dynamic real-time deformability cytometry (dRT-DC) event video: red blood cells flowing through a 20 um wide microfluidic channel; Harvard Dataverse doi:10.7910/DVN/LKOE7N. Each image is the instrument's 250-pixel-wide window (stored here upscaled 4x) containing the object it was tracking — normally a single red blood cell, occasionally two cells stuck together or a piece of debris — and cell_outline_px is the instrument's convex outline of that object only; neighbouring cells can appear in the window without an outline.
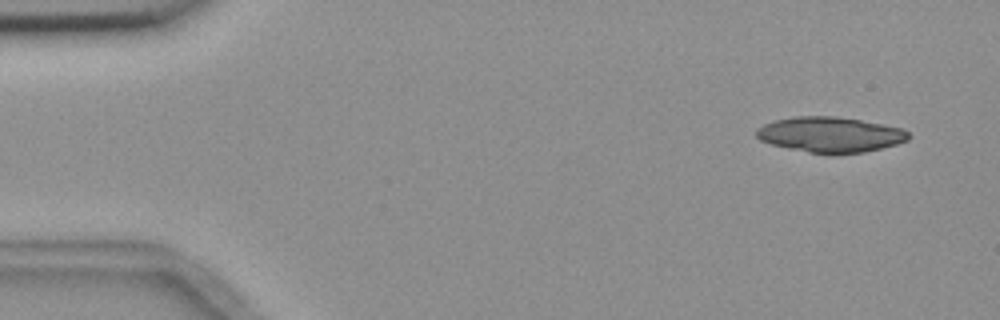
{"species": "common noctule bat (a hibernating species)", "species_latin": "Nyctalus noctula", "temperature_condition": "room temperature", "stored_images_in_passage": 7, "camera_frame_rate_fps": 3000, "um_per_image_px": 0.085, "animal": {"sex": "female", "body_mass_g": 18.4}, "frame": {"image": 1, "passage_image": 1, "time_ms": 0.0, "image_size_px": [1000, 320], "cell_outline_px": [[908, 140], [896, 144], [864, 152], [832, 156], [828, 156], [788, 148], [772, 144], [760, 140], [756, 136], [756, 128], [772, 120], [792, 116], [836, 116], [860, 120], [900, 128], [908, 132]], "centroid_in_image_um": [70.51, 11.46], "position_along_channel_um": 14.5, "area_um2": 31.67}}